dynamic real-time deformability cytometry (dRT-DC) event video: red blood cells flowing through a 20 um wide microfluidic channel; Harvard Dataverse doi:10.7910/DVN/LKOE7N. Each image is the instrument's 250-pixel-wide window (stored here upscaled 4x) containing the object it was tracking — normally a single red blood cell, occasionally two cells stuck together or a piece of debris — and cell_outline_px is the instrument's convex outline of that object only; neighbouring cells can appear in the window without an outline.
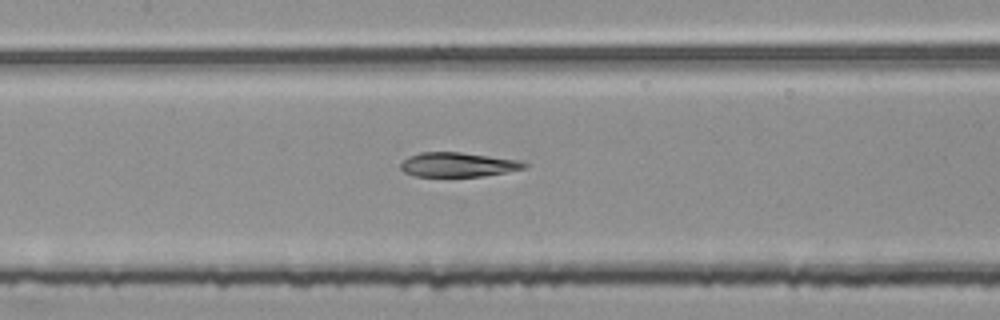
{"species": "common noctule bat (a hibernating species)", "species_latin": "Nyctalus noctula", "temperature_condition": "room temperature", "stored_images_in_passage": 54, "segment_of_instrument_passage": [2, 2], "camera_frame_rate_fps": 3000, "um_per_image_px": 0.085, "animal": {"sex": "female", "body_mass_g": 25.1}, "frame": {"image": 1, "passage_image": 25, "time_ms": 8.0, "image_size_px": [1000, 320], "cell_outline_px": [[528, 164], [524, 168], [484, 176], [416, 176], [404, 172], [400, 168], [400, 164], [408, 156], [420, 152], [460, 152], [520, 160]], "centroid_in_image_um": [38.9, 13.99], "position_along_channel_um": 168.5, "area_um2": 17.46}}
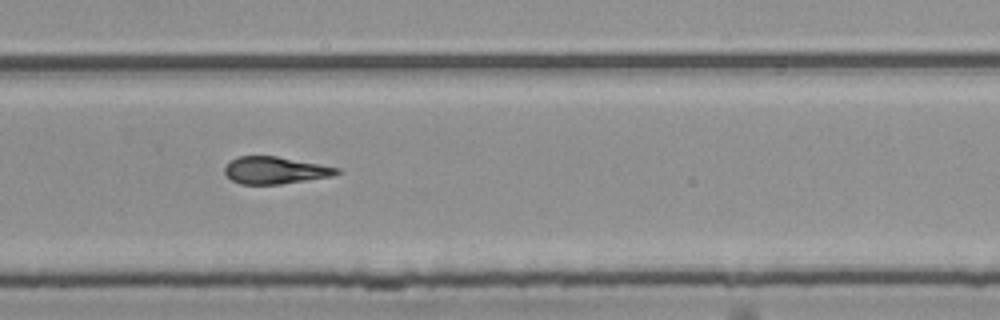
{"frame": {"image": 2, "passage_image": 36, "time_ms": 11.667, "image_size_px": [1000, 320], "cell_outline_px": [[340, 172], [332, 176], [280, 184], [240, 184], [232, 180], [224, 172], [224, 168], [232, 160], [240, 156], [276, 156], [320, 164], [340, 168]], "centroid_in_image_um": [23.39, 14.47], "position_along_channel_um": 306.4, "area_um2": 17.51}}
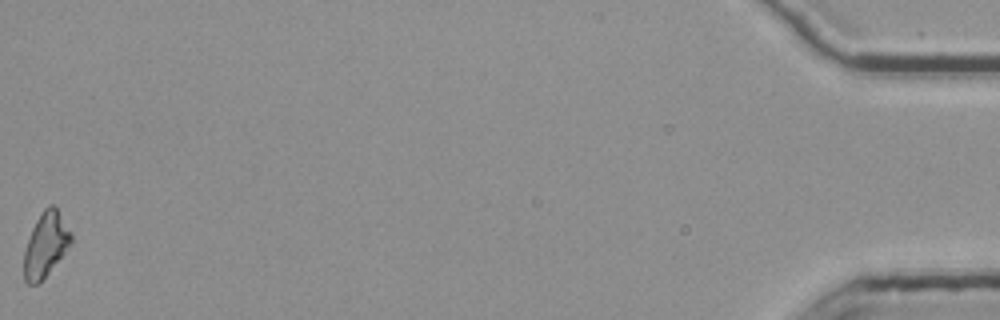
{"frame": {"image": 3, "passage_image": 54, "time_ms": 17.667, "image_size_px": [1000, 320], "cell_outline_px": [[72, 244], [48, 272], [36, 284], [28, 284], [24, 280], [24, 252], [32, 228], [36, 220], [44, 208], [48, 204], [52, 204], [56, 208], [72, 236]], "centroid_in_image_um": [3.87, 20.79], "position_along_channel_um": 431.3, "area_um2": 17.22}}